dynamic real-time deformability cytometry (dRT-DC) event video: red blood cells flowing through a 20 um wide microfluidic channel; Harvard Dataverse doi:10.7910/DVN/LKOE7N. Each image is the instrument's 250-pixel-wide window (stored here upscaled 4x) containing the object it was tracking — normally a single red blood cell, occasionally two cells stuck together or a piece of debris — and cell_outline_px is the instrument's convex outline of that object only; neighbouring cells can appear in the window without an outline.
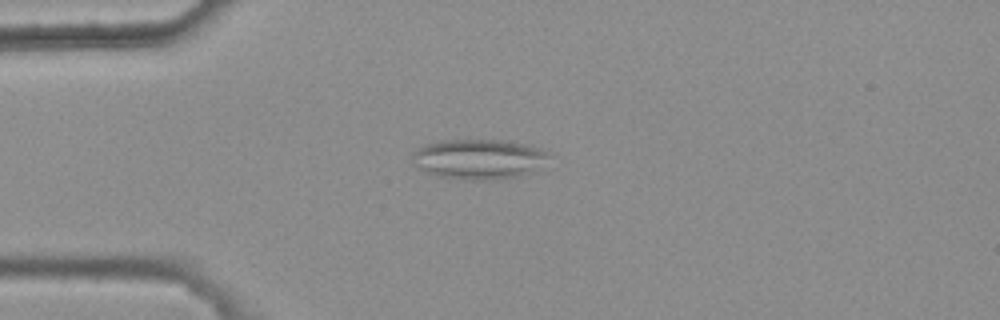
{"species": "common noctule bat (a hibernating species)", "species_latin": "Nyctalus noctula", "temperature_condition": "warm", "stored_images_in_passage": 5, "camera_frame_rate_fps": 3000, "um_per_image_px": 0.085, "animal": {"sex": "female", "body_mass_g": 25.1}, "frame": {"image": 1, "passage_image": 3, "time_ms": 0.667, "image_size_px": [1000, 320], "cell_outline_px": [[552, 156], [520, 176], [492, 180], [464, 180], [440, 176], [428, 172], [420, 168], [416, 164], [412, 152], [424, 144], [440, 140], [512, 140], [540, 148]], "centroid_in_image_um": [40.68, 13.5], "position_along_channel_um": 44.3, "area_um2": 31.56}}